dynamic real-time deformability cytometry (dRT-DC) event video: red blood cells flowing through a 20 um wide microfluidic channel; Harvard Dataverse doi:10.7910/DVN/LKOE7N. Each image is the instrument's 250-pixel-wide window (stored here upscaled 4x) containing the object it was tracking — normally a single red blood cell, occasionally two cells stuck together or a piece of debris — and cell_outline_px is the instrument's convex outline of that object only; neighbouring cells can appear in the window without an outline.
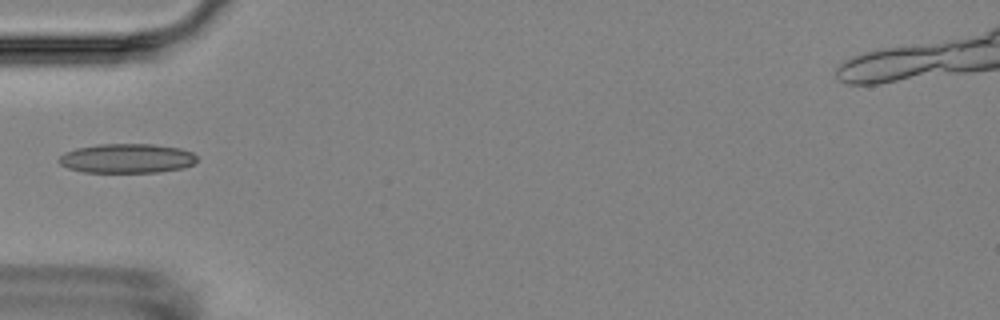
{"species": "Egyptian fruit bat (a non-hibernating species)", "species_latin": "Rousettus aegyptiacus", "temperature_condition": "room temperature", "stored_images_in_passage": 5, "camera_frame_rate_fps": 3000, "um_per_image_px": 0.085, "animal": {"sex": "female"}, "frame": {"image": 1, "passage_image": 1, "time_ms": 0.0, "image_size_px": [1000, 320], "cell_outline_px": [[196, 160], [192, 164], [184, 168], [160, 172], [84, 172], [68, 168], [60, 164], [56, 160], [64, 152], [76, 148], [100, 144], [152, 144], [180, 148], [192, 152], [196, 156]], "centroid_in_image_um": [10.77, 13.46], "position_along_channel_um": 74.2, "area_um2": 23.7}}
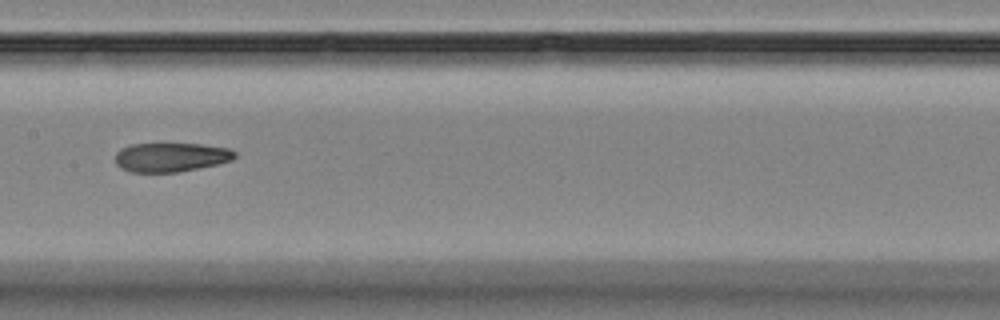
{"frame": {"image": 2, "passage_image": 4, "time_ms": 3.333, "image_size_px": [1000, 320], "cell_outline_px": [[236, 156], [232, 160], [216, 164], [180, 172], [132, 172], [120, 168], [116, 164], [116, 152], [120, 148], [132, 144], [200, 144], [228, 148], [236, 152]], "centroid_in_image_um": [14.51, 13.36], "position_along_channel_um": 192.9, "area_um2": 20.23}}
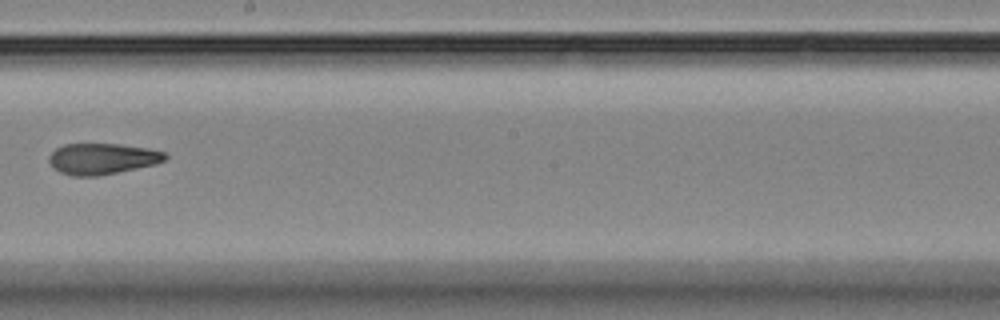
{"frame": {"image": 3, "passage_image": 5, "time_ms": 4.667, "image_size_px": [1000, 320], "cell_outline_px": [[168, 156], [164, 160], [156, 164], [96, 176], [72, 176], [60, 172], [48, 160], [48, 156], [56, 148], [64, 144], [120, 144], [148, 148], [164, 152]], "centroid_in_image_um": [8.69, 13.48], "position_along_channel_um": 239.5, "area_um2": 20.81}}